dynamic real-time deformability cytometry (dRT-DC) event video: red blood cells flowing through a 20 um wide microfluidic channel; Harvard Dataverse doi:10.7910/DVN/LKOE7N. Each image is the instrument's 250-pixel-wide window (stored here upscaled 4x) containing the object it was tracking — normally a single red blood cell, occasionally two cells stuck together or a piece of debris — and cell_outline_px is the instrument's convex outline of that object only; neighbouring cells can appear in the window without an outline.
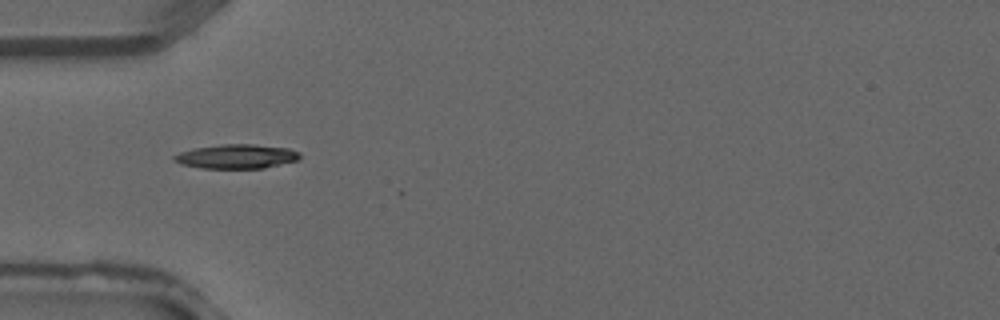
{"species": "common noctule bat (a hibernating species)", "species_latin": "Nyctalus noctula", "temperature_condition": "warm", "stored_images_in_passage": 4, "camera_frame_rate_fps": 3000, "um_per_image_px": 0.085, "animal": {"sex": "male", "forearm_length_mm": 52.5}, "frame": {"image": 1, "passage_image": 4, "time_ms": 1.0, "image_size_px": [1000, 320], "cell_outline_px": [[300, 160], [264, 168], [200, 168], [180, 164], [172, 160], [172, 156], [180, 152], [192, 148], [220, 144], [252, 144], [288, 148], [300, 152]], "centroid_in_image_um": [20.08, 13.29], "position_along_channel_um": 64.9, "area_um2": 17.98}}